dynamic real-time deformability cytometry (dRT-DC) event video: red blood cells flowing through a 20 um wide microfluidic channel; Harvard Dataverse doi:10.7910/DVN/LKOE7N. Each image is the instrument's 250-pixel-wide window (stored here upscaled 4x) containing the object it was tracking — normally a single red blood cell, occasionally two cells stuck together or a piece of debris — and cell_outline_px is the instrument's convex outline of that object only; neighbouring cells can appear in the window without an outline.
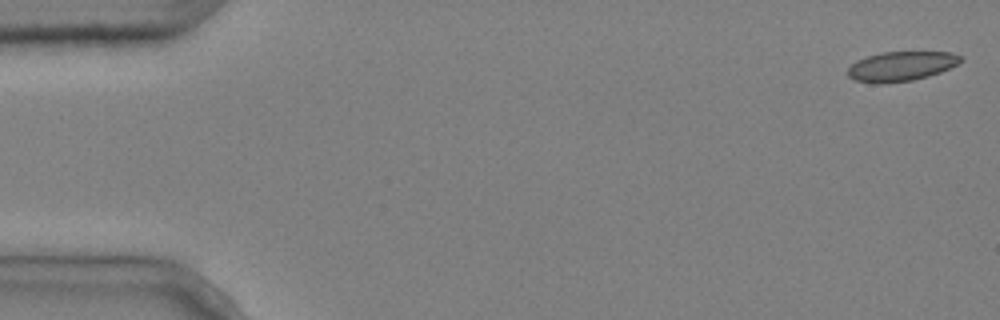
{"species": "common noctule bat (a hibernating species)", "species_latin": "Nyctalus noctula", "temperature_condition": "cold", "stored_images_in_passage": 6, "camera_frame_rate_fps": 3000, "um_per_image_px": 0.085, "animal": {"sex": "male", "body_mass_g": 20.4}, "frame": {"image": 1, "passage_image": 1, "time_ms": 0.0, "image_size_px": [1000, 320], "cell_outline_px": [[964, 60], [940, 72], [928, 76], [912, 80], [884, 84], [880, 84], [856, 80], [848, 76], [848, 68], [856, 60], [868, 56], [884, 52], [952, 52], [964, 56]], "centroid_in_image_um": [76.62, 5.63], "position_along_channel_um": 8.4, "area_um2": 19.42}}
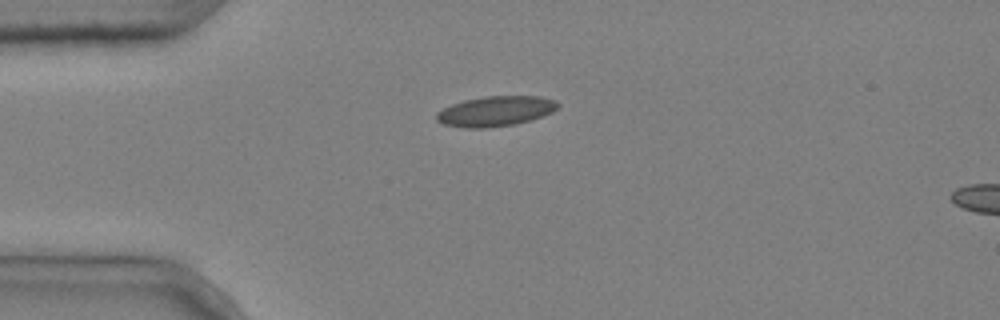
{"frame": {"image": 2, "passage_image": 4, "time_ms": 1.0, "image_size_px": [1000, 320], "cell_outline_px": [[560, 104], [552, 112], [528, 120], [512, 124], [488, 128], [464, 128], [444, 124], [436, 120], [436, 112], [452, 104], [464, 100], [484, 96], [540, 96], [556, 100]], "centroid_in_image_um": [42.09, 9.44], "position_along_channel_um": 42.9, "area_um2": 21.15}}